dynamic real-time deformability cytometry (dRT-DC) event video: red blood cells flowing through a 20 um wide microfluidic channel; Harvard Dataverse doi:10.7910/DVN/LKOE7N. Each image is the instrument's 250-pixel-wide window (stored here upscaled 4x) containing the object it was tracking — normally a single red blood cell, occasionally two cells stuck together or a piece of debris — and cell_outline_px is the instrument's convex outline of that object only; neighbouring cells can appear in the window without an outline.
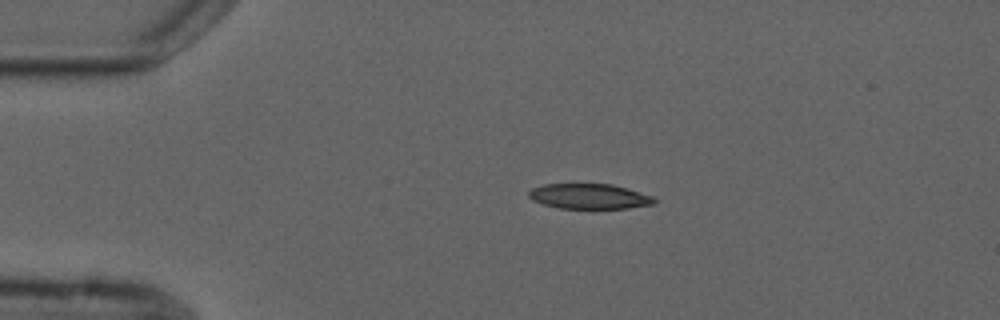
{"species": "common noctule bat (a hibernating species)", "species_latin": "Nyctalus noctula", "temperature_condition": "cold", "stored_images_in_passage": 3, "camera_frame_rate_fps": 3000, "um_per_image_px": 0.085, "animal": {"sex": "male", "forearm_length_mm": 52.5}, "frame": {"image": 1, "passage_image": 2, "time_ms": 2.0, "image_size_px": [1000, 320], "cell_outline_px": [[656, 204], [628, 208], [560, 208], [544, 204], [532, 200], [528, 196], [528, 192], [532, 188], [544, 184], [612, 184], [628, 188], [652, 196], [656, 200]], "centroid_in_image_um": [50.1, 16.68], "position_along_channel_um": 34.9, "area_um2": 18.38}}